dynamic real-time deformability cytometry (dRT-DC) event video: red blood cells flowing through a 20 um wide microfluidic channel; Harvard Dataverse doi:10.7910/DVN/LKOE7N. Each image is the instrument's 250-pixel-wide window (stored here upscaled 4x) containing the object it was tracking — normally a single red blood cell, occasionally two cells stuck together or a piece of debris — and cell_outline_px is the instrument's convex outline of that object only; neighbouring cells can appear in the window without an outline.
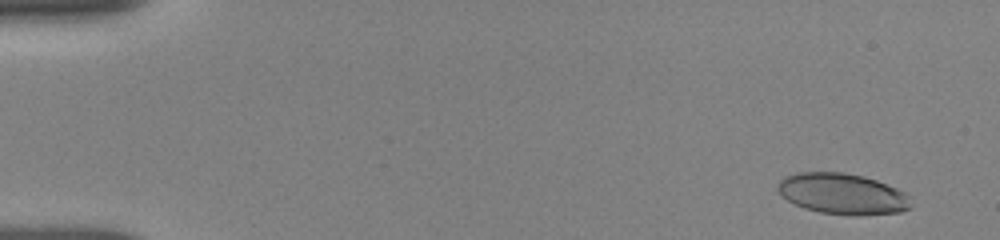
{"species": "human", "species_latin": "Homo sapiens", "temperature_condition": "room temperature", "stored_images_in_passage": 15, "camera_frame_rate_fps": 3000, "um_per_image_px": 0.085, "donor": {"sex": "female"}, "frame": {"image": 1, "passage_image": 1, "time_ms": 0.0, "image_size_px": [1000, 240], "cell_outline_px": [[912, 208], [900, 212], [856, 216], [820, 212], [804, 208], [788, 200], [776, 188], [776, 184], [784, 176], [796, 172], [844, 172], [864, 176], [876, 180], [896, 188], [904, 192], [908, 196], [912, 204]], "centroid_in_image_um": [71.61, 16.47], "position_along_channel_um": 13.4, "area_um2": 31.91}}
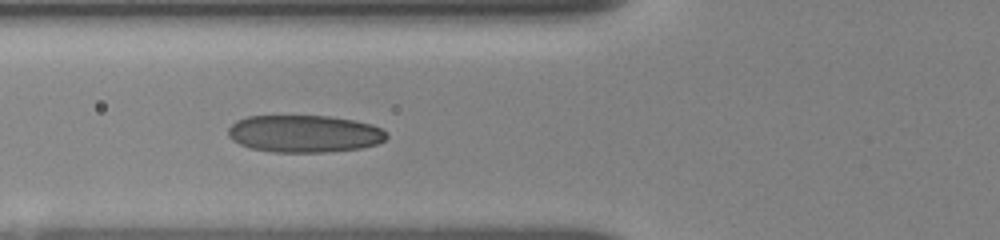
{"frame": {"image": 2, "passage_image": 13, "time_ms": 5.667, "image_size_px": [1000, 240], "cell_outline_px": [[388, 136], [384, 140], [376, 144], [360, 148], [324, 152], [272, 152], [252, 148], [240, 144], [232, 140], [228, 136], [228, 128], [236, 120], [248, 116], [328, 116], [352, 120], [372, 124], [388, 132]], "centroid_in_image_um": [25.86, 11.36], "position_along_channel_um": 99.9, "area_um2": 34.39}}
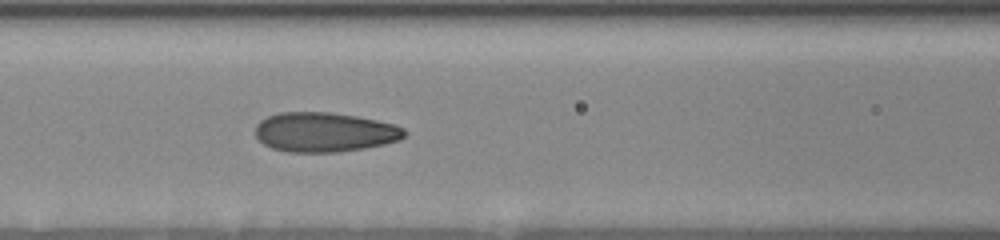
{"frame": {"image": 3, "passage_image": 15, "time_ms": 6.667, "image_size_px": [1000, 240], "cell_outline_px": [[404, 136], [400, 140], [384, 144], [364, 148], [336, 152], [288, 152], [272, 148], [264, 144], [256, 136], [256, 124], [260, 120], [268, 116], [280, 112], [328, 112], [356, 116], [376, 120], [392, 124], [404, 128]], "centroid_in_image_um": [27.56, 11.23], "position_along_channel_um": 139.0, "area_um2": 34.22}}